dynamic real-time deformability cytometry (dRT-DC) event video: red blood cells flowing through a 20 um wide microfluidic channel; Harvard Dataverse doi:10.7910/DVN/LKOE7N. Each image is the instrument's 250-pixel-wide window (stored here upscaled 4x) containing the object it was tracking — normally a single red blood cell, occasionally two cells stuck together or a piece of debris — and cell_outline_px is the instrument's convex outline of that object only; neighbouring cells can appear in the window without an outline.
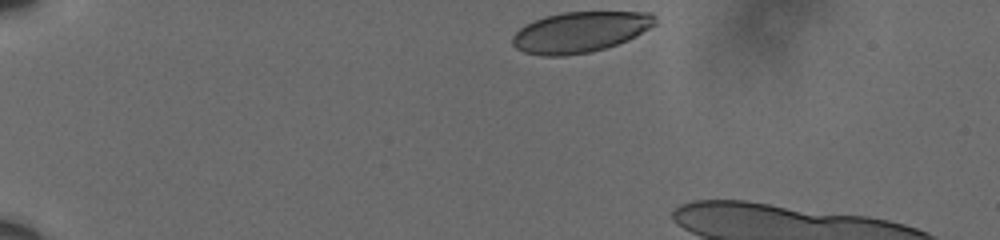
{"species": "human", "species_latin": "Homo sapiens", "temperature_condition": "cold", "stored_images_in_passage": 40, "camera_frame_rate_fps": 3000, "um_per_image_px": 0.085, "donor": {"sex": "male"}, "frame": {"image": 1, "passage_image": 1, "time_ms": 0.0, "image_size_px": [1000, 240], "cell_outline_px": [[656, 24], [636, 36], [628, 40], [604, 48], [588, 52], [564, 56], [540, 56], [524, 52], [516, 48], [512, 44], [512, 36], [524, 24], [544, 16], [564, 12], [652, 12], [656, 16]], "centroid_in_image_um": [49.29, 2.72], "position_along_channel_um": 35.7, "area_um2": 33.93}}
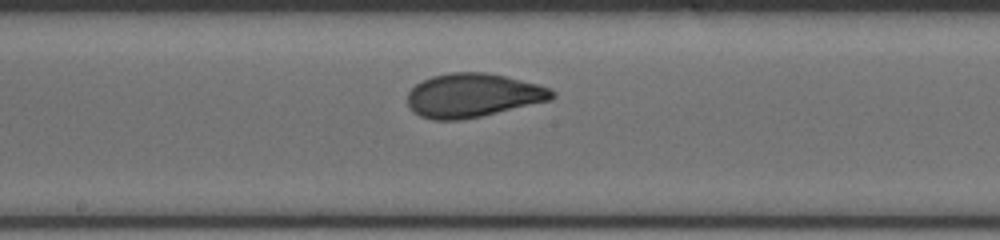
{"frame": {"image": 2, "passage_image": 22, "time_ms": 7.0, "image_size_px": [1000, 240], "cell_outline_px": [[556, 96], [552, 100], [480, 116], [460, 120], [432, 120], [420, 116], [412, 112], [408, 108], [408, 92], [416, 84], [432, 76], [452, 72], [484, 72], [504, 76], [552, 88], [556, 92]], "centroid_in_image_um": [40.19, 8.11], "position_along_channel_um": 208.0, "area_um2": 36.93}}
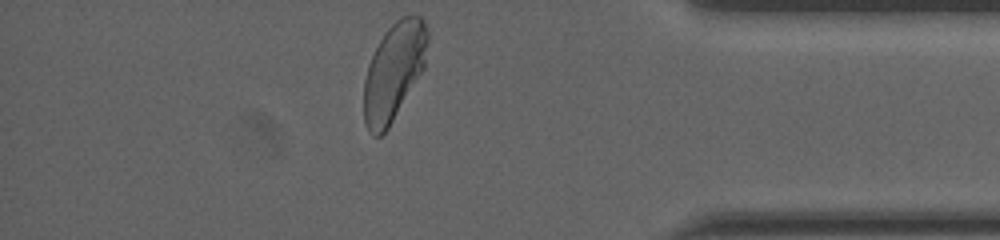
{"frame": {"image": 3, "passage_image": 40, "time_ms": 13.0, "image_size_px": [1000, 240], "cell_outline_px": [[428, 40], [424, 68], [388, 128], [380, 136], [372, 136], [368, 132], [364, 124], [364, 80], [368, 64], [384, 32], [400, 16], [420, 16], [424, 20], [428, 32]], "centroid_in_image_um": [33.47, 6.08], "position_along_channel_um": 401.7, "area_um2": 36.13}, "authors_computed_cell_mechanics": {"area_um2": 36.3273, "velocity_mm_per_s": 3.5921, "shape_relaxation_time_tau1_ms": 4.893, "shape_relaxation_time_tau2_ms": null, "deformation_change_tau1": 0.147, "deformation_change_tau2": null}}